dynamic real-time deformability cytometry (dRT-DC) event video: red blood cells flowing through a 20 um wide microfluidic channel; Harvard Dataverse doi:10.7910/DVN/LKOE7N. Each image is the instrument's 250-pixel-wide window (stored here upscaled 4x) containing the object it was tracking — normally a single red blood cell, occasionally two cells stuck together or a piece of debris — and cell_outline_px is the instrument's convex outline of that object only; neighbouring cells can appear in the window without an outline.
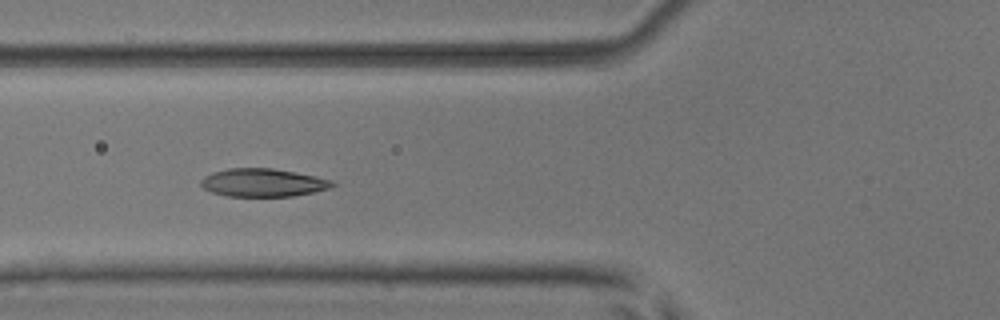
{"species": "common noctule bat (a hibernating species)", "species_latin": "Nyctalus noctula", "temperature_condition": "room temperature", "stored_images_in_passage": 8, "camera_frame_rate_fps": 3000, "um_per_image_px": 0.085, "animal": {"sex": "male", "body_mass_g": 17.9, "forearm_length_mm": 54.2}, "frame": {"image": 1, "passage_image": 7, "time_ms": 2.0, "image_size_px": [1000, 320], "cell_outline_px": [[336, 184], [328, 188], [312, 192], [292, 196], [228, 196], [212, 192], [204, 188], [200, 184], [200, 180], [204, 176], [212, 172], [228, 168], [272, 168], [316, 176], [332, 180]], "centroid_in_image_um": [22.32, 15.51], "position_along_channel_um": 103.5, "area_um2": 21.39}}
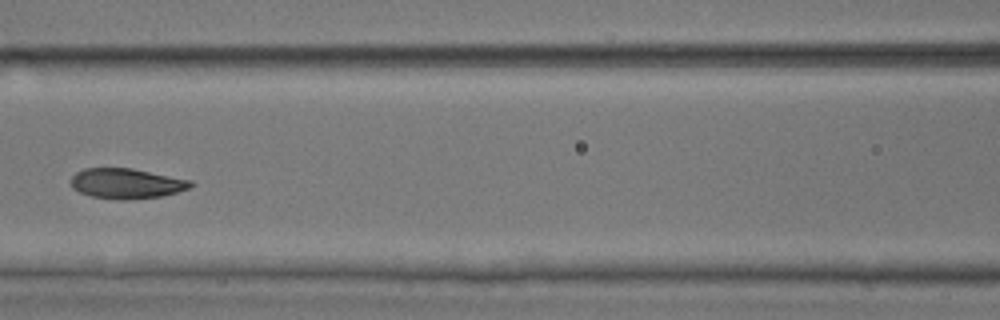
{"frame": {"image": 2, "passage_image": 8, "time_ms": 2.333, "image_size_px": [1000, 320], "cell_outline_px": [[196, 184], [188, 188], [176, 192], [160, 196], [128, 200], [124, 200], [92, 196], [80, 192], [72, 188], [72, 176], [76, 172], [84, 168], [132, 168], [192, 180]], "centroid_in_image_um": [10.77, 15.59], "position_along_channel_um": 155.8, "area_um2": 20.98}}